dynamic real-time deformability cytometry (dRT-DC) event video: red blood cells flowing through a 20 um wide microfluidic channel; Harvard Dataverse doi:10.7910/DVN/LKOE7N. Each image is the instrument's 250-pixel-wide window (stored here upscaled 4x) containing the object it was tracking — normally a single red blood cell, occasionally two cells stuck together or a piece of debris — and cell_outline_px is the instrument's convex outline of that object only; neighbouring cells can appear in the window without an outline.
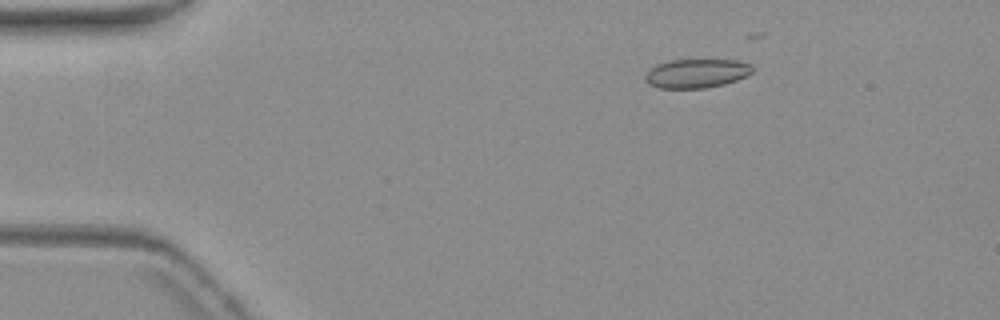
{"species": "common noctule bat (a hibernating species)", "species_latin": "Nyctalus noctula", "temperature_condition": "warm", "stored_images_in_passage": 3, "camera_frame_rate_fps": 3000, "um_per_image_px": 0.085, "animal": {"sex": "female", "body_mass_g": 19.3, "forearm_length_mm": 54.1}, "frame": {"image": 1, "passage_image": 3, "time_ms": 3.0, "image_size_px": [1000, 320], "cell_outline_px": [[752, 72], [736, 80], [724, 84], [704, 88], [660, 88], [648, 84], [644, 80], [644, 76], [648, 68], [656, 64], [672, 60], [736, 60], [752, 64]], "centroid_in_image_um": [59.15, 6.23], "position_along_channel_um": 25.9, "area_um2": 18.15}}